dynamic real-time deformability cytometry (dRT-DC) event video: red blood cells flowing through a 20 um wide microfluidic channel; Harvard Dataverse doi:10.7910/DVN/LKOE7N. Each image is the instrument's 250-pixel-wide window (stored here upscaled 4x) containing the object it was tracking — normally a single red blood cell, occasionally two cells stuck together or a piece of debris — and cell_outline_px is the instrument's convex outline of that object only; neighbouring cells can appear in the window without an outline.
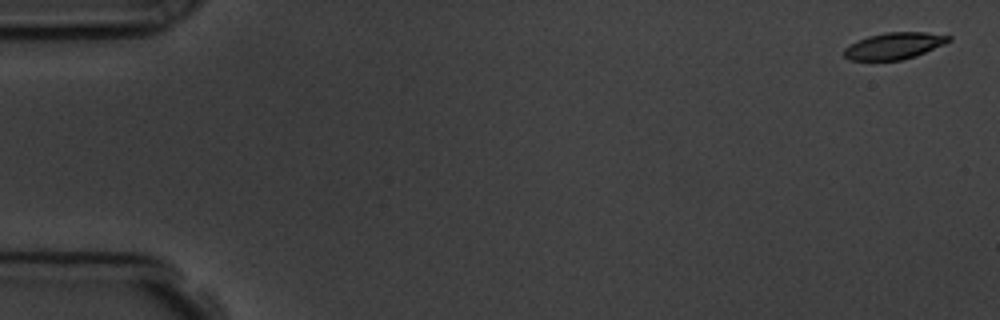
{"species": "common noctule bat (a hibernating species)", "species_latin": "Nyctalus noctula", "temperature_condition": "room temperature", "stored_images_in_passage": 10, "camera_frame_rate_fps": 3000, "um_per_image_px": 0.085, "animal": {"sex": "male", "body_mass_g": 19.5, "forearm_length_mm": 54.6}, "frame": {"image": 1, "passage_image": 1, "time_ms": 0.0, "image_size_px": [1000, 320], "cell_outline_px": [[952, 40], [944, 44], [916, 56], [900, 60], [848, 60], [844, 56], [844, 48], [856, 40], [868, 36], [888, 32], [924, 32], [952, 36]], "centroid_in_image_um": [75.99, 3.89], "position_along_channel_um": 9.0, "area_um2": 16.24}}
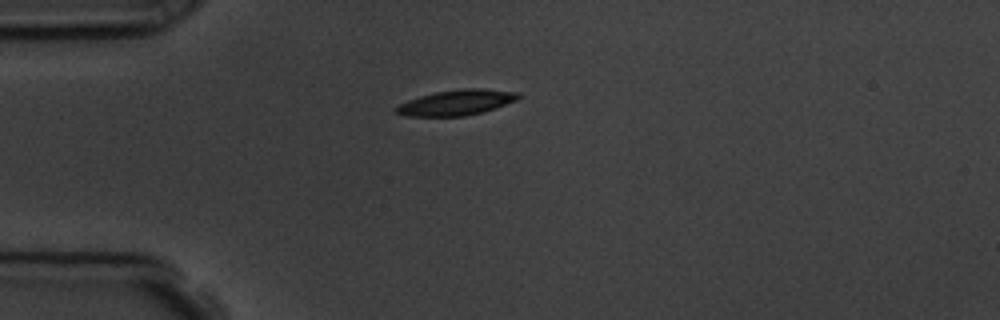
{"frame": {"image": 2, "passage_image": 4, "time_ms": 4.333, "image_size_px": [1000, 320], "cell_outline_px": [[520, 96], [516, 100], [496, 108], [484, 112], [464, 116], [408, 116], [396, 112], [392, 108], [408, 100], [420, 96], [436, 92], [464, 88], [480, 88], [520, 92]], "centroid_in_image_um": [38.82, 8.71], "position_along_channel_um": 46.2, "area_um2": 18.09}}
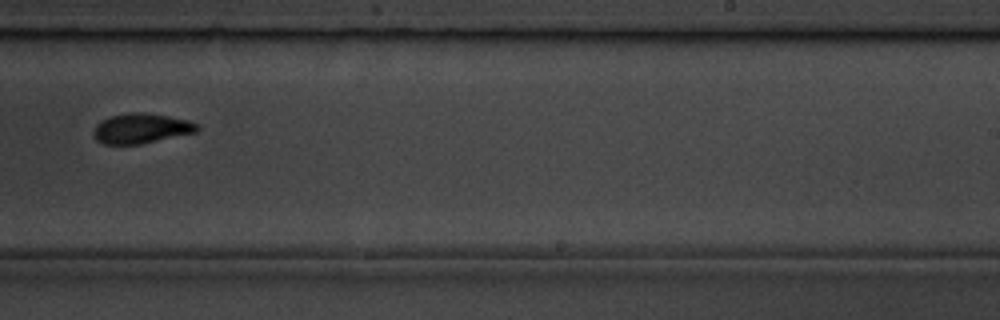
{"frame": {"image": 3, "passage_image": 10, "time_ms": 11.0, "image_size_px": [1000, 320], "cell_outline_px": [[200, 128], [196, 132], [140, 144], [104, 144], [96, 140], [92, 132], [96, 124], [100, 120], [108, 116], [128, 112], [144, 112], [168, 116], [188, 120], [196, 124]], "centroid_in_image_um": [11.95, 10.9], "position_along_channel_um": 277.1, "area_um2": 18.21}}